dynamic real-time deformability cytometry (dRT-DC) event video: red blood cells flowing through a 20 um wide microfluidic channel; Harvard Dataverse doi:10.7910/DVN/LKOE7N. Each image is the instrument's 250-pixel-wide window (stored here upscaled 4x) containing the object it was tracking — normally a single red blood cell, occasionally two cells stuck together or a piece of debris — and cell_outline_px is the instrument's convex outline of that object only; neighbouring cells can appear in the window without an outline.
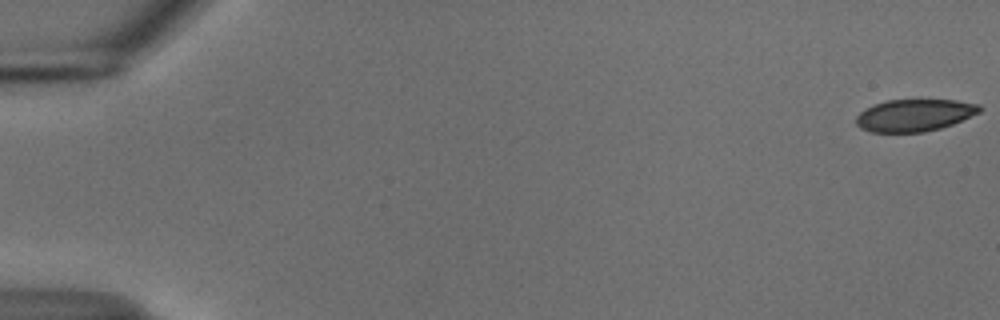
{"species": "common noctule bat (a hibernating species)", "species_latin": "Nyctalus noctula", "temperature_condition": "cold", "stored_images_in_passage": 55, "camera_frame_rate_fps": 3000, "um_per_image_px": 0.085, "animal": {"sex": "male", "body_mass_g": 18.8}, "frame": {"image": 1, "passage_image": 1, "time_ms": 0.0, "image_size_px": [1000, 320], "cell_outline_px": [[984, 108], [980, 112], [952, 124], [940, 128], [924, 132], [872, 132], [860, 128], [856, 124], [856, 116], [860, 112], [872, 104], [888, 100], [956, 100], [980, 104]], "centroid_in_image_um": [77.73, 9.79], "position_along_channel_um": 7.3, "area_um2": 23.18}}
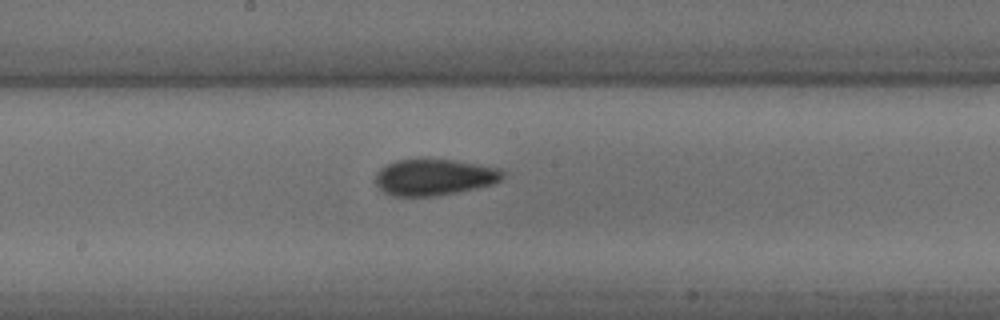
{"frame": {"image": 2, "passage_image": 30, "time_ms": 9.667, "image_size_px": [1000, 320], "cell_outline_px": [[504, 176], [500, 180], [492, 184], [476, 188], [436, 196], [392, 196], [380, 192], [376, 184], [376, 172], [380, 168], [396, 160], [452, 160], [480, 164], [500, 168], [504, 172]], "centroid_in_image_um": [36.89, 15.07], "position_along_channel_um": 211.3, "area_um2": 26.93}}
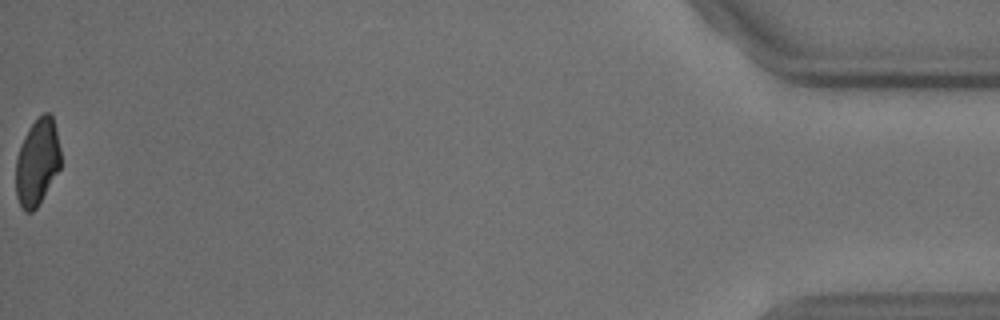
{"frame": {"image": 3, "passage_image": 55, "time_ms": 18.0, "image_size_px": [1000, 320], "cell_outline_px": [[60, 168], [36, 208], [32, 212], [24, 212], [20, 208], [16, 196], [16, 160], [24, 136], [28, 128], [44, 112], [48, 112], [52, 116], [60, 148]], "centroid_in_image_um": [3.15, 13.81], "position_along_channel_um": 432.1, "area_um2": 22.43}}